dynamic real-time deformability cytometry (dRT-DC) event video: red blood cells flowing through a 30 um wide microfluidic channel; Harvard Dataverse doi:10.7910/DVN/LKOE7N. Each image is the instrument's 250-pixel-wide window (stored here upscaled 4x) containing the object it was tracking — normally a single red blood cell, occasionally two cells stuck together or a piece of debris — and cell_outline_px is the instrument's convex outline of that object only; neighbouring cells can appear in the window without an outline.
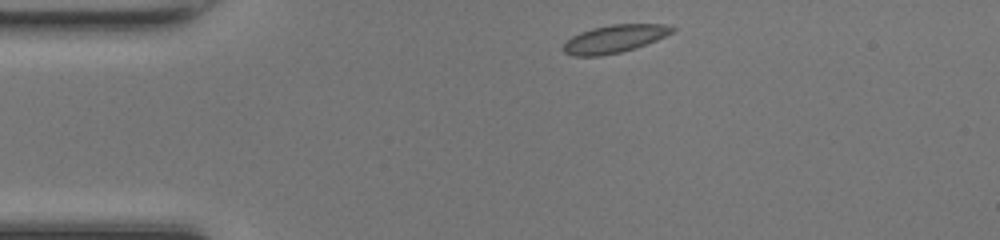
{"species": "common noctule bat (a hibernating species)", "species_latin": "Nyctalus noctula", "temperature_condition": "room temperature", "stored_images_in_passage": 40, "camera_frame_rate_fps": 3000, "um_per_image_px": 0.085, "animal": {"sex": "female", "body_mass_g": 17.0, "forearm_length_mm": 48.0}, "frame": {"image": 1, "passage_image": 1, "time_ms": 0.0, "image_size_px": [1000, 240], "cell_outline_px": [[676, 28], [672, 32], [656, 40], [620, 52], [600, 56], [572, 56], [564, 52], [564, 44], [572, 36], [580, 32], [592, 28], [612, 24], [668, 24]], "centroid_in_image_um": [52.21, 3.29], "position_along_channel_um": 32.8, "area_um2": 17.4}}
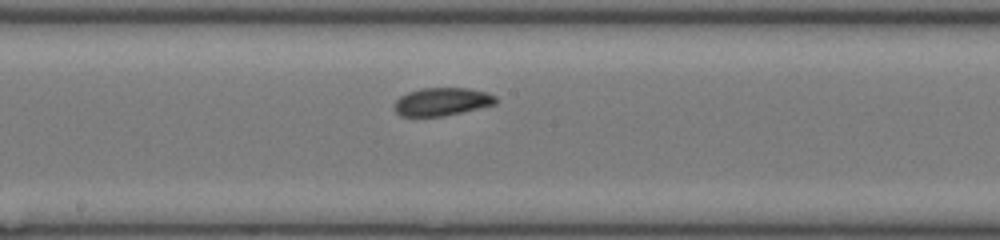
{"frame": {"image": 2, "passage_image": 17, "time_ms": 5.333, "image_size_px": [1000, 240], "cell_outline_px": [[496, 104], [444, 116], [400, 116], [396, 112], [396, 100], [400, 96], [408, 92], [420, 88], [468, 88], [488, 92], [496, 96]], "centroid_in_image_um": [37.59, 8.63], "position_along_channel_um": 210.6, "area_um2": 16.47}}
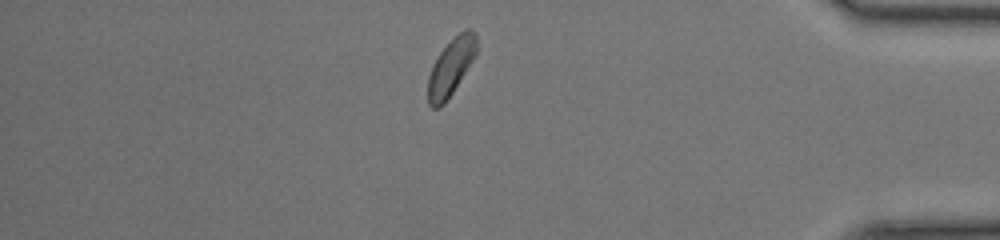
{"frame": {"image": 3, "passage_image": 33, "time_ms": 10.667, "image_size_px": [1000, 240], "cell_outline_px": [[476, 52], [472, 60], [452, 92], [444, 104], [440, 108], [432, 108], [428, 104], [428, 76], [432, 64], [440, 52], [460, 32], [468, 28], [476, 32]], "centroid_in_image_um": [38.29, 5.72], "position_along_channel_um": 396.9, "area_um2": 15.72}, "authors_computed_cell_mechanics": {"area_um2": 16.4441, "velocity_mm_per_s": 4.1961, "shape_relaxation_time_tau1_ms": 1.945, "shape_relaxation_time_tau2_ms": null, "deformation_change_tau1": 0.0669, "deformation_change_tau2": null}}